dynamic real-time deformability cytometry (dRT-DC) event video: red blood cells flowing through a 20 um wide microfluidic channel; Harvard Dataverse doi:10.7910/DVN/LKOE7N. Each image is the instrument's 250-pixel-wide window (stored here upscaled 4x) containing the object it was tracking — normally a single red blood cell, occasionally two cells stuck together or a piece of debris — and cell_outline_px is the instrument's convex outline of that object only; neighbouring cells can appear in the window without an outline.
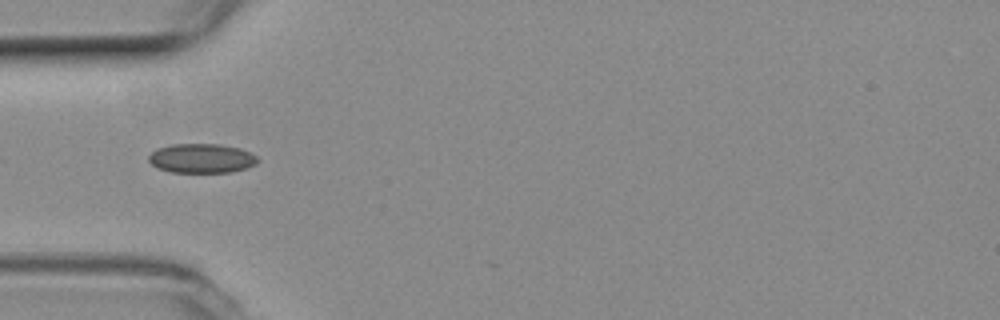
{"species": "common noctule bat (a hibernating species)", "species_latin": "Nyctalus noctula", "temperature_condition": "room temperature", "stored_images_in_passage": 7, "camera_frame_rate_fps": 3000, "um_per_image_px": 0.085, "animal": {"sex": "female", "body_mass_g": 19.3, "forearm_length_mm": 54.1}, "frame": {"image": 1, "passage_image": 1, "time_ms": 0.0, "image_size_px": [1000, 320], "cell_outline_px": [[260, 160], [256, 164], [248, 168], [232, 172], [172, 172], [156, 168], [148, 160], [148, 156], [156, 148], [172, 144], [220, 144], [240, 148], [256, 156]], "centroid_in_image_um": [17.14, 13.46], "position_along_channel_um": 67.9, "area_um2": 18.79}}
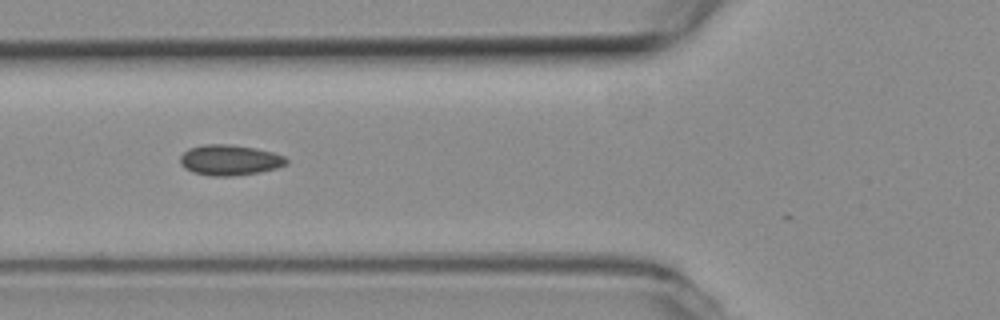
{"frame": {"image": 2, "passage_image": 4, "time_ms": 1.0, "image_size_px": [1000, 320], "cell_outline_px": [[288, 164], [276, 168], [260, 172], [232, 176], [208, 176], [192, 172], [184, 168], [180, 164], [180, 156], [188, 148], [204, 144], [228, 144], [256, 148], [272, 152], [284, 156], [288, 160]], "centroid_in_image_um": [19.5, 13.61], "position_along_channel_um": 106.3, "area_um2": 19.07}}
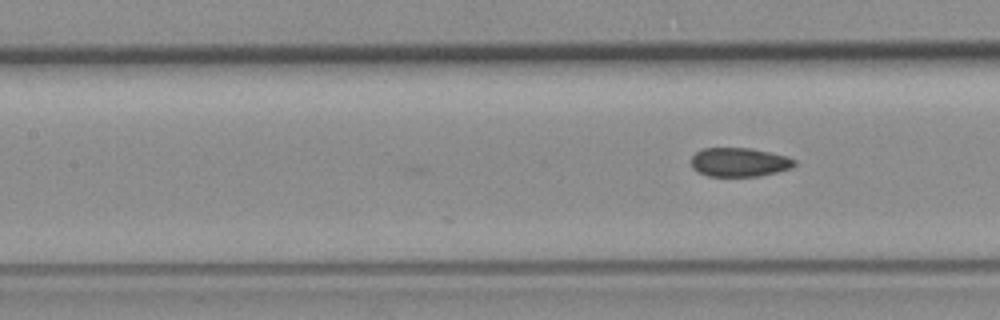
{"frame": {"image": 3, "passage_image": 7, "time_ms": 2.0, "image_size_px": [1000, 320], "cell_outline_px": [[796, 164], [792, 168], [760, 176], [708, 176], [692, 168], [692, 156], [696, 152], [704, 148], [752, 148], [788, 156], [796, 160]], "centroid_in_image_um": [62.88, 13.78], "position_along_channel_um": 144.5, "area_um2": 17.46}}